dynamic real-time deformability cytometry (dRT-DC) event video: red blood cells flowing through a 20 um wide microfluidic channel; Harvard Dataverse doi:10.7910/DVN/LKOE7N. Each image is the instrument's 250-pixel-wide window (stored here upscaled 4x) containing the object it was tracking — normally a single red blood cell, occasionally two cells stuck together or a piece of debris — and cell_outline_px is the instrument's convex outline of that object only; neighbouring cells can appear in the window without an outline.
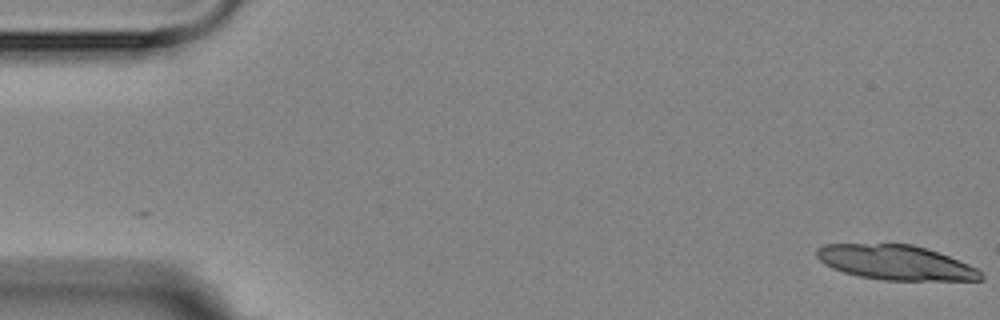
{"species": "Egyptian fruit bat (a non-hibernating species)", "species_latin": "Rousettus aegyptiacus", "temperature_condition": "room temperature", "stored_images_in_passage": 7, "camera_frame_rate_fps": 3000, "um_per_image_px": 0.085, "animal": {"sex": "female"}, "frame": {"image": 1, "passage_image": 1, "time_ms": 0.0, "image_size_px": [1000, 320], "cell_outline_px": [[984, 280], [884, 280], [860, 276], [844, 272], [832, 268], [824, 264], [816, 256], [816, 248], [824, 244], [912, 244], [948, 256], [968, 264], [984, 272]], "centroid_in_image_um": [76.13, 22.32], "position_along_channel_um": 8.9, "area_um2": 33.06}}
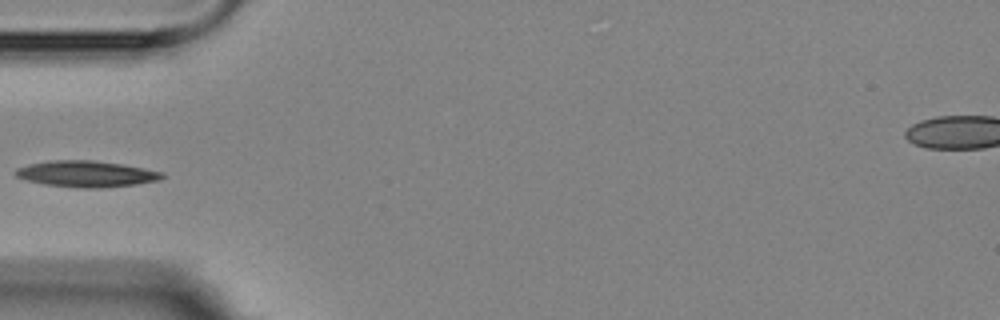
{"frame": {"image": 2, "passage_image": 6, "time_ms": 6.0, "image_size_px": [1000, 320], "cell_outline_px": [[164, 176], [160, 180], [136, 184], [100, 188], [76, 188], [44, 184], [28, 180], [16, 176], [12, 172], [16, 168], [28, 164], [48, 160], [92, 160], [124, 164], [164, 172]], "centroid_in_image_um": [7.32, 14.77], "position_along_channel_um": 77.7, "area_um2": 22.6}}
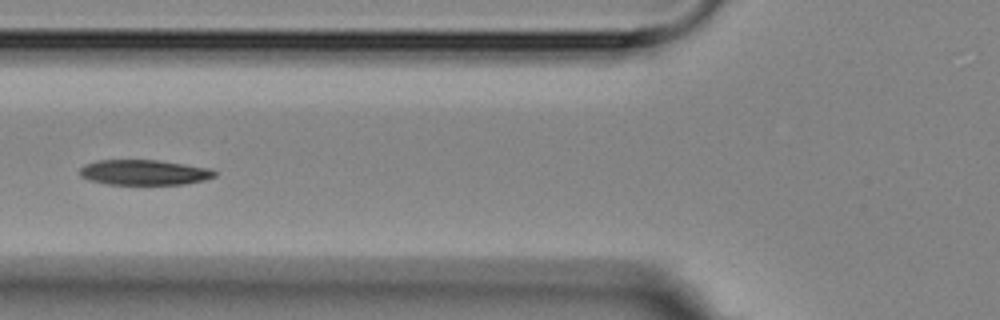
{"frame": {"image": 3, "passage_image": 7, "time_ms": 7.0, "image_size_px": [1000, 320], "cell_outline_px": [[216, 176], [204, 180], [184, 184], [108, 184], [88, 180], [80, 176], [80, 168], [96, 160], [156, 160], [212, 168], [216, 172]], "centroid_in_image_um": [12.27, 14.65], "position_along_channel_um": 113.5, "area_um2": 19.77}}